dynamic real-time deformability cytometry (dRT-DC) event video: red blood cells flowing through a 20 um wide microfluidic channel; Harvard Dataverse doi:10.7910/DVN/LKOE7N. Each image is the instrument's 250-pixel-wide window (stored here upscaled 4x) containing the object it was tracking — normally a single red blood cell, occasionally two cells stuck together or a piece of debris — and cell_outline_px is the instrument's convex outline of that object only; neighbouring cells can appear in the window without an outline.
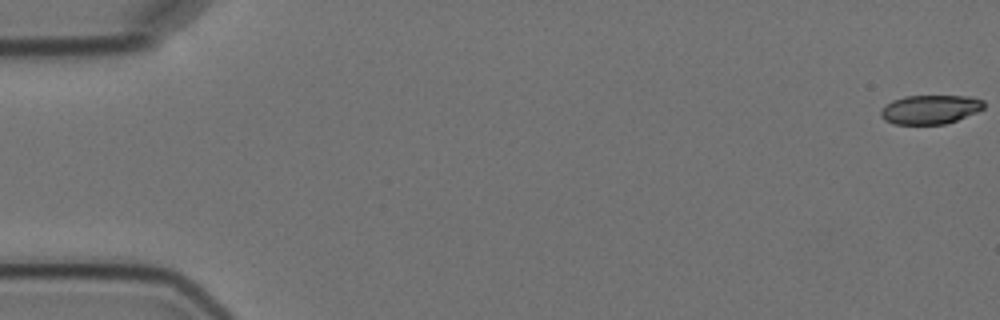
{"species": "Egyptian fruit bat (a non-hibernating species)", "species_latin": "Rousettus aegyptiacus", "temperature_condition": "cold", "stored_images_in_passage": 5, "camera_frame_rate_fps": 3000, "um_per_image_px": 0.085, "animal": {"sex": "female"}, "frame": {"image": 1, "passage_image": 1, "time_ms": 0.0, "image_size_px": [1000, 320], "cell_outline_px": [[984, 108], [976, 112], [956, 120], [944, 124], [896, 124], [884, 120], [880, 116], [880, 112], [892, 100], [904, 96], [968, 96], [984, 100]], "centroid_in_image_um": [79.07, 9.3], "position_along_channel_um": 5.9, "area_um2": 17.28}}
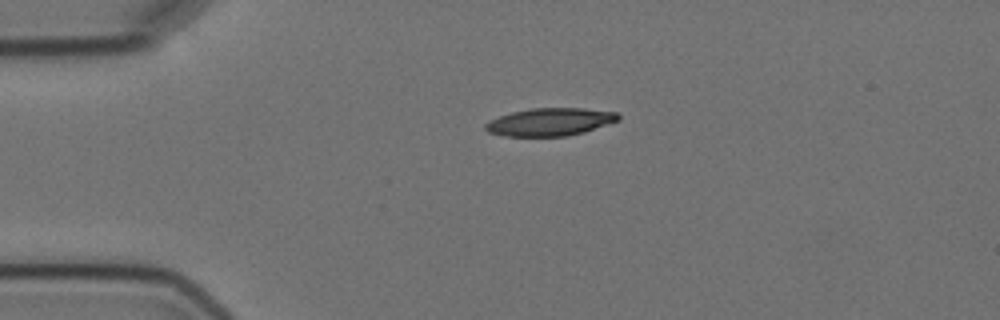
{"frame": {"image": 2, "passage_image": 5, "time_ms": 8.333, "image_size_px": [1000, 320], "cell_outline_px": [[620, 120], [584, 132], [568, 136], [508, 136], [488, 132], [484, 128], [484, 124], [500, 116], [512, 112], [532, 108], [584, 108], [616, 112], [620, 116]], "centroid_in_image_um": [46.78, 10.36], "position_along_channel_um": 38.2, "area_um2": 21.39}}